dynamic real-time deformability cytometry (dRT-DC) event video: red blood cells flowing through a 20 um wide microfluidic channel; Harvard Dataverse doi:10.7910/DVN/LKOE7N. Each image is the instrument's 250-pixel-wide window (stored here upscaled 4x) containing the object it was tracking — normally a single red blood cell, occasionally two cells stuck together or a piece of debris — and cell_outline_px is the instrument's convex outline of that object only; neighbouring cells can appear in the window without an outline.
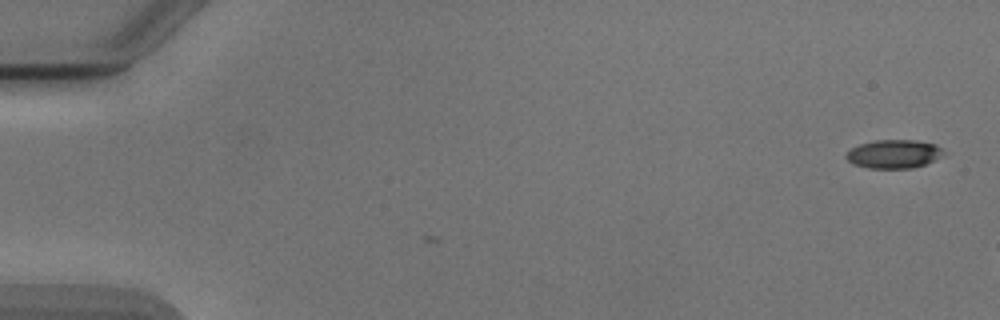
{"species": "Egyptian fruit bat (a non-hibernating species)", "species_latin": "Rousettus aegyptiacus", "temperature_condition": "cold", "stored_images_in_passage": 3, "camera_frame_rate_fps": 3000, "um_per_image_px": 0.085, "animal": {"sex": "male"}, "frame": {"image": 1, "passage_image": 3, "time_ms": 0.667, "image_size_px": [1000, 320], "cell_outline_px": [[948, 152], [944, 156], [924, 164], [912, 168], [868, 168], [852, 164], [844, 156], [852, 148], [860, 144], [876, 140], [916, 140], [936, 144]], "centroid_in_image_um": [76.02, 13.08], "position_along_channel_um": 9.0, "area_um2": 16.36}}